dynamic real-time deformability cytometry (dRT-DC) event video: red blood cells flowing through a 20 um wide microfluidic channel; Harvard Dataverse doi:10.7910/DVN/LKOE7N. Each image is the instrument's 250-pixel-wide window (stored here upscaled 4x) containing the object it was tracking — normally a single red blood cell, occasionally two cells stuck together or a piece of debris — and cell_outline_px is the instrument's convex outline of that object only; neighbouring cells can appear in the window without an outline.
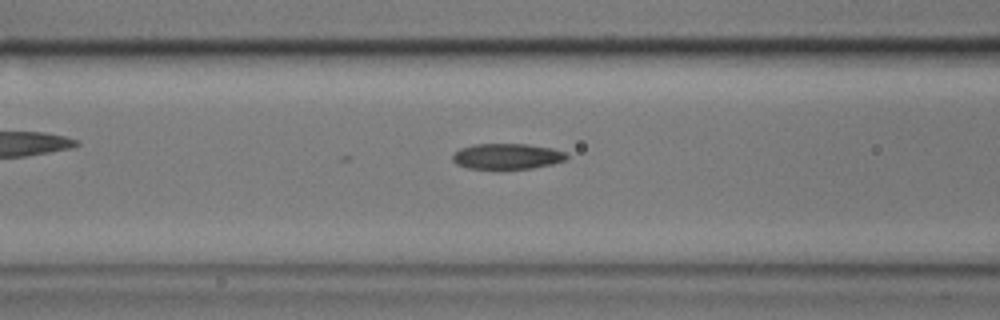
{"species": "common noctule bat (a hibernating species)", "species_latin": "Nyctalus noctula", "temperature_condition": "cold", "stored_images_in_passage": 32, "camera_frame_rate_fps": 3000, "um_per_image_px": 0.085, "animal": {"sex": "male", "body_mass_g": 17.9}, "frame": {"image": 1, "passage_image": 5, "time_ms": 1.333, "image_size_px": [1000, 320], "cell_outline_px": [[568, 156], [564, 160], [552, 164], [532, 168], [468, 168], [456, 164], [452, 160], [452, 156], [460, 148], [472, 144], [528, 144], [552, 148], [564, 152]], "centroid_in_image_um": [43.08, 13.27], "position_along_channel_um": 123.5, "area_um2": 16.88}}
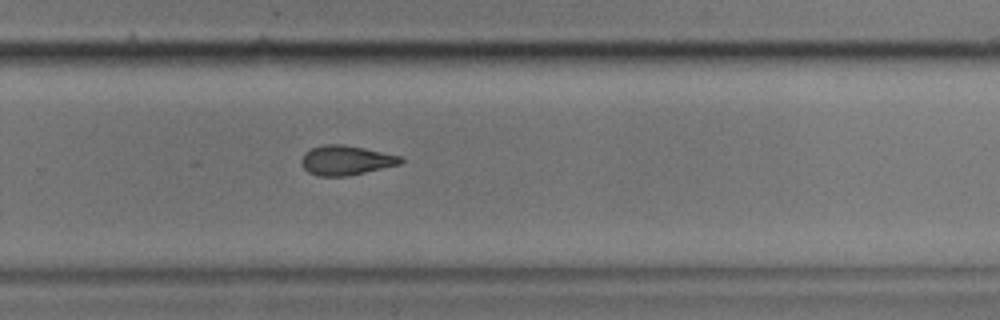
{"frame": {"image": 2, "passage_image": 20, "time_ms": 6.333, "image_size_px": [1000, 320], "cell_outline_px": [[404, 160], [400, 164], [348, 176], [316, 176], [308, 172], [304, 168], [300, 160], [304, 152], [312, 148], [324, 144], [344, 144], [364, 148], [400, 156]], "centroid_in_image_um": [29.37, 13.62], "position_along_channel_um": 300.4, "area_um2": 17.11}}
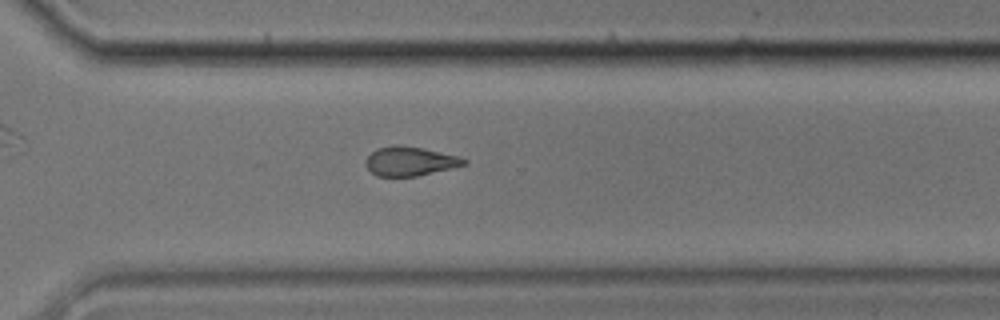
{"frame": {"image": 3, "passage_image": 23, "time_ms": 7.333, "image_size_px": [1000, 320], "cell_outline_px": [[468, 164], [452, 168], [416, 176], [376, 176], [364, 164], [364, 160], [376, 148], [424, 148], [460, 156], [468, 160]], "centroid_in_image_um": [34.9, 13.74], "position_along_channel_um": 335.7, "area_um2": 16.18}}